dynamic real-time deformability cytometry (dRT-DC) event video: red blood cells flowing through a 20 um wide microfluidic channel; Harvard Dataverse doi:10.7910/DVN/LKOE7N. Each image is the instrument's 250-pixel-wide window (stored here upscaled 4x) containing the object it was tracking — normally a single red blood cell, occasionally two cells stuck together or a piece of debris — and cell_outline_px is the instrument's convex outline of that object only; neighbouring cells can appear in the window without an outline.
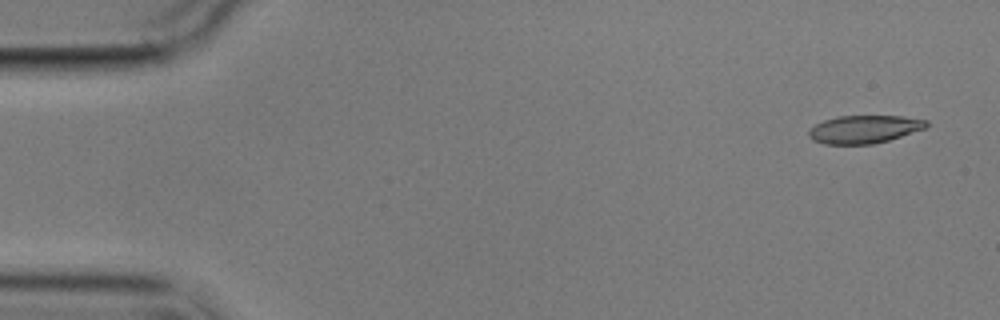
{"species": "common noctule bat (a hibernating species)", "species_latin": "Nyctalus noctula", "temperature_condition": "cold", "stored_images_in_passage": 5, "camera_frame_rate_fps": 3000, "um_per_image_px": 0.085, "animal": {"sex": "male", "body_mass_g": 17.9}, "frame": {"image": 1, "passage_image": 1, "time_ms": 0.0, "image_size_px": [1000, 320], "cell_outline_px": [[928, 124], [924, 128], [888, 140], [872, 144], [824, 144], [812, 140], [808, 136], [808, 132], [816, 124], [824, 120], [836, 116], [904, 116], [928, 120]], "centroid_in_image_um": [73.43, 10.98], "position_along_channel_um": 11.6, "area_um2": 19.02}}